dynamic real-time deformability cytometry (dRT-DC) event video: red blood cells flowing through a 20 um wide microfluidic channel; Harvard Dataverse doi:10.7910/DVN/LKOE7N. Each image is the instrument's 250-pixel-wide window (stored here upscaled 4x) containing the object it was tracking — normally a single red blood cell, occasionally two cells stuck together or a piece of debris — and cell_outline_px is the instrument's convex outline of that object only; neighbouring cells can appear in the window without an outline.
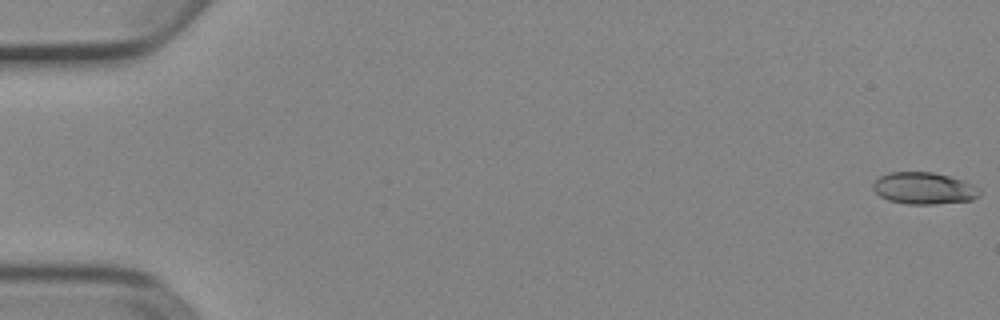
{"species": "Egyptian fruit bat (a non-hibernating species)", "species_latin": "Rousettus aegyptiacus", "temperature_condition": "cold", "stored_images_in_passage": 53, "camera_frame_rate_fps": 3000, "um_per_image_px": 0.085, "animal": {"sex": "female"}, "frame": {"image": 1, "passage_image": 1, "time_ms": 0.0, "image_size_px": [1000, 320], "cell_outline_px": [[980, 192], [972, 200], [936, 204], [908, 204], [888, 200], [880, 196], [872, 188], [872, 184], [880, 176], [888, 172], [932, 172], [964, 180], [980, 188]], "centroid_in_image_um": [78.52, 16.0], "position_along_channel_um": 6.5, "area_um2": 19.77}}
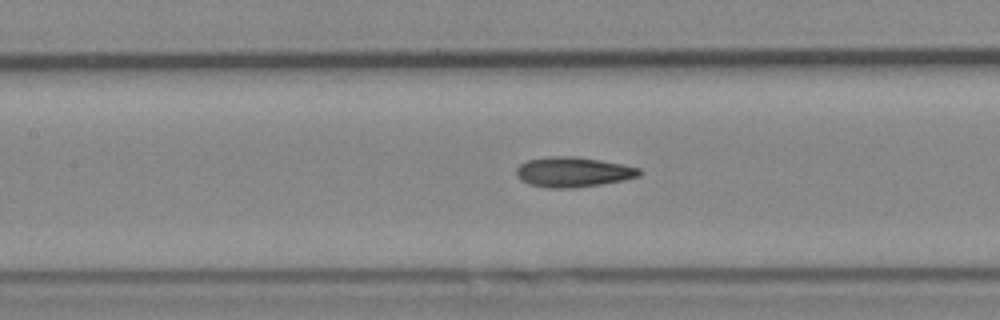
{"frame": {"image": 2, "passage_image": 25, "time_ms": 8.0, "image_size_px": [1000, 320], "cell_outline_px": [[640, 176], [624, 180], [600, 184], [572, 188], [548, 188], [528, 184], [520, 180], [516, 176], [516, 168], [520, 164], [528, 160], [548, 156], [576, 156], [624, 164], [640, 168]], "centroid_in_image_um": [48.69, 14.62], "position_along_channel_um": 158.7, "area_um2": 21.68}}
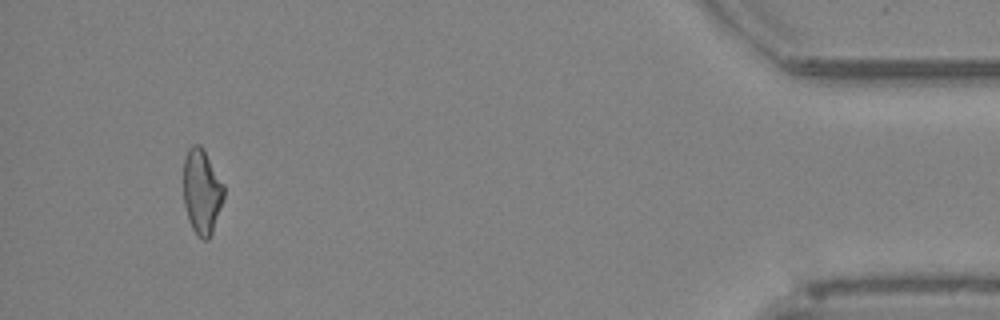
{"frame": {"image": 3, "passage_image": 50, "time_ms": 16.333, "image_size_px": [1000, 320], "cell_outline_px": [[224, 200], [212, 232], [208, 240], [204, 240], [196, 236], [188, 220], [184, 204], [184, 160], [188, 148], [192, 144], [200, 144], [224, 184]], "centroid_in_image_um": [17.15, 16.31], "position_along_channel_um": 418.0, "area_um2": 20.11}, "authors_computed_cell_mechanics": {"area_um2": 20.519, "velocity_mm_per_s": 3.9155, "shape_relaxation_time_tau1_ms": 4.0544, "shape_relaxation_time_tau2_ms": 2.8125, "deformation_change_tau1": 0.156, "deformation_change_tau2": 0.1209}}